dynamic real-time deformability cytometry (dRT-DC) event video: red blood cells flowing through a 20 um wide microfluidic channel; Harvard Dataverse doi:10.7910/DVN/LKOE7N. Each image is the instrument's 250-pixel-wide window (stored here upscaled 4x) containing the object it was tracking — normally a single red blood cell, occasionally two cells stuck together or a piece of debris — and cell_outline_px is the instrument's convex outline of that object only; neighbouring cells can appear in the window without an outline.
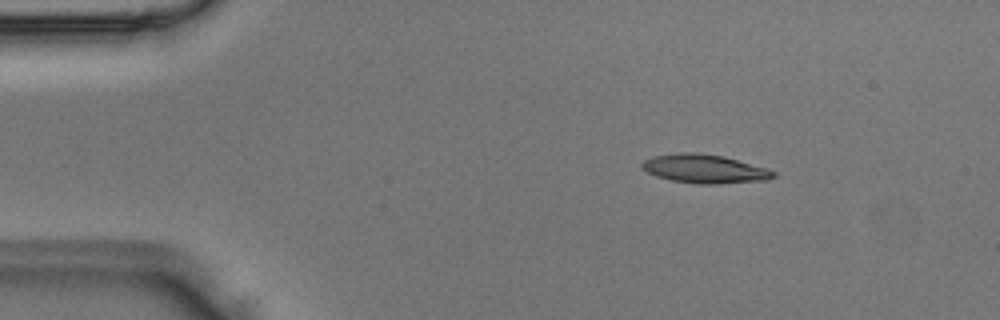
{"species": "Egyptian fruit bat (a non-hibernating species)", "species_latin": "Rousettus aegyptiacus", "temperature_condition": "room temperature", "stored_images_in_passage": 3, "segment_of_instrument_passage": [1, 2], "camera_frame_rate_fps": 3000, "um_per_image_px": 0.085, "animal": {"sex": "male"}, "frame": {"image": 1, "passage_image": 1, "time_ms": 0.0, "image_size_px": [1000, 320], "cell_outline_px": [[776, 176], [768, 180], [716, 184], [696, 184], [672, 180], [656, 176], [648, 172], [640, 164], [644, 160], [652, 156], [680, 152], [696, 152], [724, 156], [768, 168], [776, 172]], "centroid_in_image_um": [59.92, 14.34], "position_along_channel_um": 25.1, "area_um2": 22.14}}